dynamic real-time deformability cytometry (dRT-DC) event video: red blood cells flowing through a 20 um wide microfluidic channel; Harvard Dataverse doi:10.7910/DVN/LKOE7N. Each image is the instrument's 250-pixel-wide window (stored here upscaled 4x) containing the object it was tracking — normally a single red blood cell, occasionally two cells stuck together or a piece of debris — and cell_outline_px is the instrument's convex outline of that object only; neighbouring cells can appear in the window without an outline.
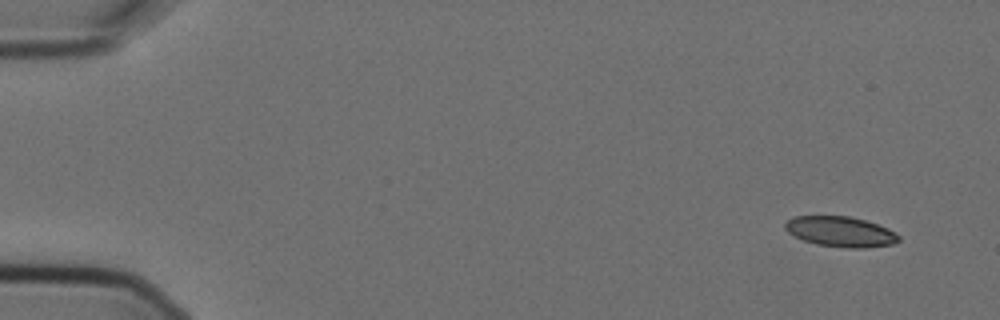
{"species": "Egyptian fruit bat (a non-hibernating species)", "species_latin": "Rousettus aegyptiacus", "temperature_condition": "cold", "stored_images_in_passage": 7, "camera_frame_rate_fps": 3000, "um_per_image_px": 0.085, "animal": {"sex": "female"}, "frame": {"image": 1, "passage_image": 1, "time_ms": 0.0, "image_size_px": [1000, 320], "cell_outline_px": [[900, 240], [892, 244], [864, 248], [848, 248], [816, 244], [804, 240], [788, 232], [784, 228], [784, 224], [792, 216], [848, 216], [864, 220], [888, 228], [896, 232], [900, 236]], "centroid_in_image_um": [71.45, 19.69], "position_along_channel_um": 13.5, "area_um2": 20.0}}
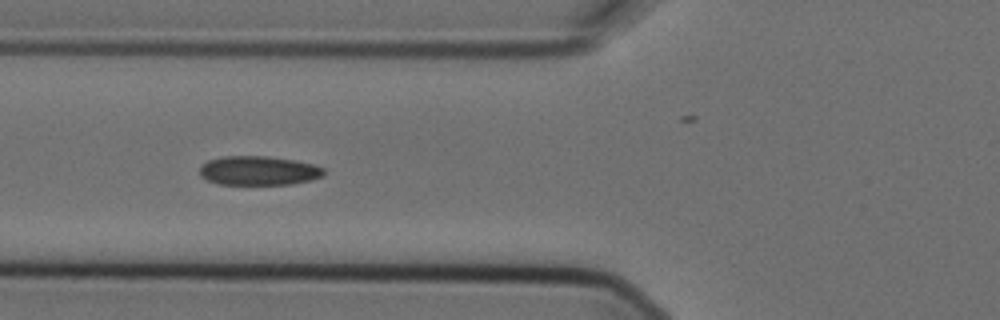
{"frame": {"image": 2, "passage_image": 6, "time_ms": 1.667, "image_size_px": [1000, 320], "cell_outline_px": [[324, 176], [312, 180], [288, 184], [220, 184], [208, 180], [200, 176], [200, 164], [208, 160], [224, 156], [268, 156], [296, 160], [312, 164], [324, 168]], "centroid_in_image_um": [21.98, 14.49], "position_along_channel_um": 103.8, "area_um2": 21.15}}
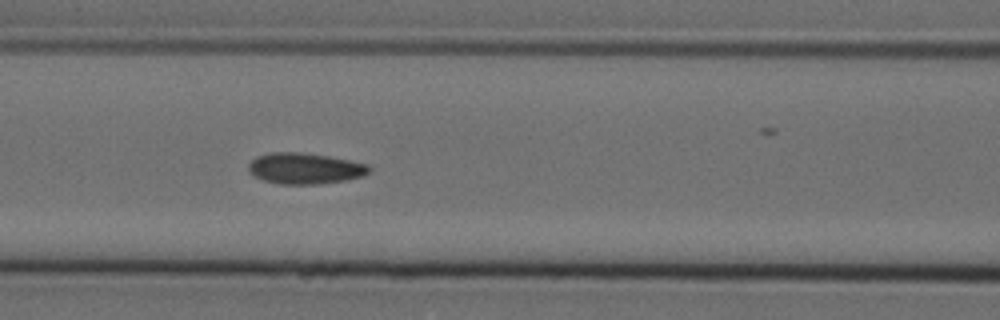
{"frame": {"image": 3, "passage_image": 7, "time_ms": 2.0, "image_size_px": [1000, 320], "cell_outline_px": [[372, 168], [364, 176], [344, 180], [320, 184], [280, 184], [264, 180], [248, 172], [248, 164], [256, 156], [272, 152], [300, 152], [328, 156], [368, 164]], "centroid_in_image_um": [25.91, 14.31], "position_along_channel_um": 140.7, "area_um2": 21.79}}